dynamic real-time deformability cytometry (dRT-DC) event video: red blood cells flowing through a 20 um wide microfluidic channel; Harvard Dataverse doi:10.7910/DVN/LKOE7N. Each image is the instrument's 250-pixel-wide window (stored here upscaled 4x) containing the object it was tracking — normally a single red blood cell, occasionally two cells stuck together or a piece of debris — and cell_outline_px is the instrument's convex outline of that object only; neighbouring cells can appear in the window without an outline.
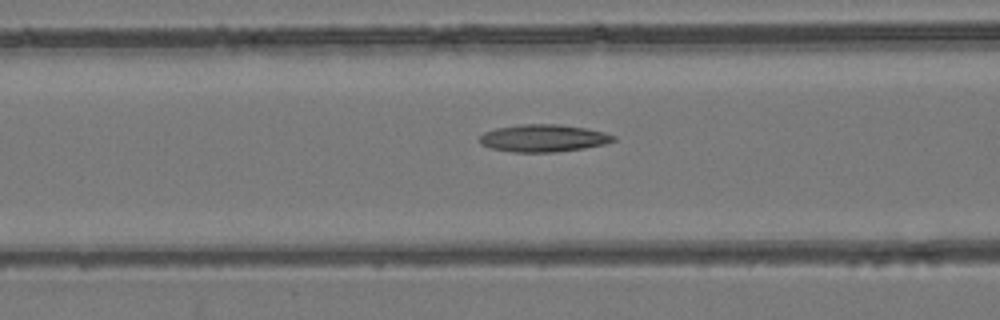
{"species": "common noctule bat (a hibernating species)", "species_latin": "Nyctalus noctula", "temperature_condition": "room temperature", "stored_images_in_passage": 53, "camera_frame_rate_fps": 3000, "um_per_image_px": 0.085, "animal": {"sex": "female", "body_mass_g": 24.6, "forearm_length_mm": 56.2}, "frame": {"image": 1, "passage_image": 22, "time_ms": 7.0, "image_size_px": [1000, 320], "cell_outline_px": [[616, 140], [604, 144], [584, 148], [556, 152], [512, 152], [492, 148], [480, 144], [480, 136], [484, 132], [496, 128], [520, 124], [560, 124], [584, 128], [604, 132], [616, 136]], "centroid_in_image_um": [46.19, 11.74], "position_along_channel_um": 120.4, "area_um2": 21.33}}
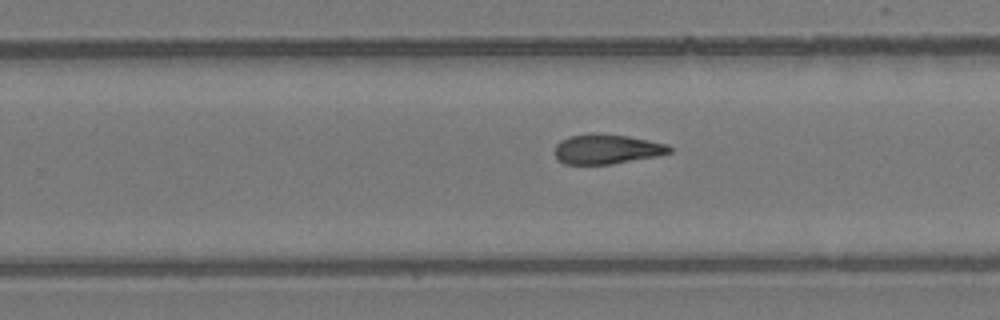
{"frame": {"image": 2, "passage_image": 34, "time_ms": 11.0, "image_size_px": [1000, 320], "cell_outline_px": [[672, 152], [656, 156], [612, 164], [564, 164], [556, 160], [556, 144], [560, 140], [568, 136], [592, 132], [628, 136], [668, 144], [672, 148]], "centroid_in_image_um": [51.55, 12.66], "position_along_channel_um": 278.2, "area_um2": 20.06}}
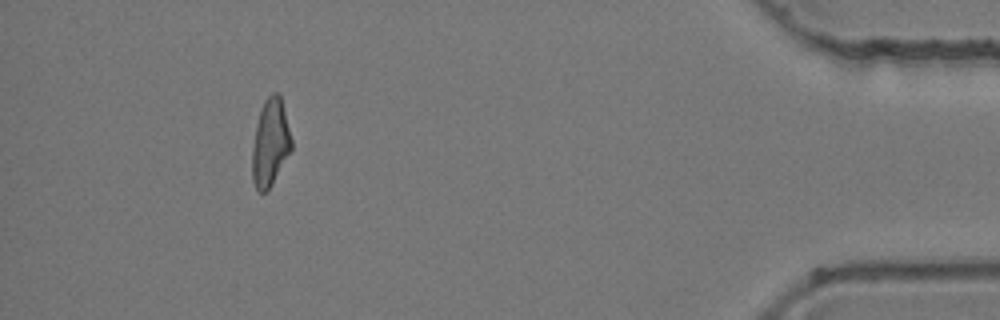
{"frame": {"image": 3, "passage_image": 49, "time_ms": 16.0, "image_size_px": [1000, 320], "cell_outline_px": [[292, 148], [272, 184], [264, 192], [256, 192], [252, 180], [252, 148], [256, 124], [264, 100], [272, 92], [276, 92], [280, 96], [292, 140]], "centroid_in_image_um": [22.95, 12.16], "position_along_channel_um": 412.2, "area_um2": 19.77}, "authors_computed_cell_mechanics": {"area_um2": 20.6346, "velocity_mm_per_s": 3.9459, "shape_relaxation_time_tau1_ms": null, "shape_relaxation_time_tau2_ms": 5.1441, "deformation_change_tau1": null, "deformation_change_tau2": 0.1566}}